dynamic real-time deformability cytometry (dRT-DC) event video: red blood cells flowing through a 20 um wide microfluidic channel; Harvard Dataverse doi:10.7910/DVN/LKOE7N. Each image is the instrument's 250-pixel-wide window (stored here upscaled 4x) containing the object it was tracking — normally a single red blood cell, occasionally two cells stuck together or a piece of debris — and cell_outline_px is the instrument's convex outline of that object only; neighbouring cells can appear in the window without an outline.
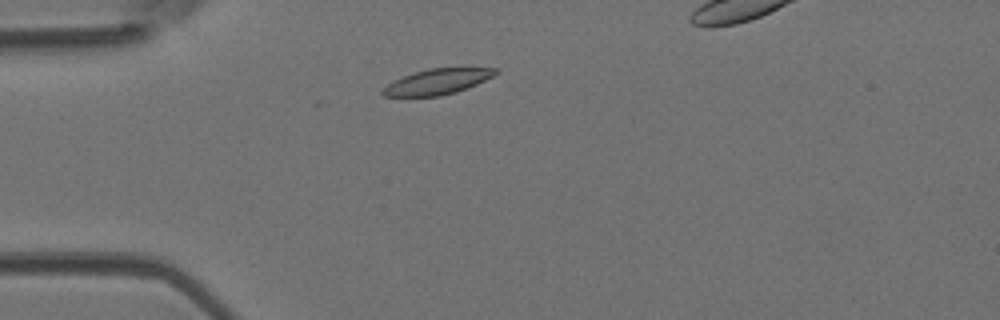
{"species": "Egyptian fruit bat (a non-hibernating species)", "species_latin": "Rousettus aegyptiacus", "temperature_condition": "room temperature", "stored_images_in_passage": 2, "camera_frame_rate_fps": 3000, "um_per_image_px": 0.085, "animal": {"sex": "female"}, "frame": {"image": 1, "passage_image": 1, "time_ms": 0.0, "image_size_px": [1000, 320], "cell_outline_px": [[500, 72], [468, 88], [456, 92], [440, 96], [384, 96], [380, 92], [388, 84], [404, 76], [428, 68], [500, 68]], "centroid_in_image_um": [37.21, 6.94], "position_along_channel_um": 47.8, "area_um2": 16.53}}